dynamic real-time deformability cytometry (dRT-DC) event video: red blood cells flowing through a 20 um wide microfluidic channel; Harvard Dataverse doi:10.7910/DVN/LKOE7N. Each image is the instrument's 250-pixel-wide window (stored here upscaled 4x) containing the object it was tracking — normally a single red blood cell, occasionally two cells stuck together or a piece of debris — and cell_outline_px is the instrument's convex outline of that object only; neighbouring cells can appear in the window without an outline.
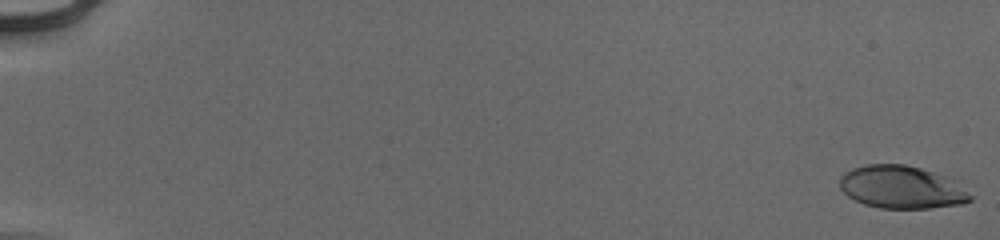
{"species": "human", "species_latin": "Homo sapiens", "temperature_condition": "cold", "stored_images_in_passage": 19, "camera_frame_rate_fps": 3000, "um_per_image_px": 0.085, "donor": {"sex": "male"}, "frame": {"image": 1, "passage_image": 1, "time_ms": 0.0, "image_size_px": [1000, 240], "cell_outline_px": [[972, 200], [964, 204], [928, 208], [880, 208], [864, 204], [848, 196], [840, 188], [840, 176], [844, 172], [852, 168], [864, 164], [904, 164], [920, 168], [944, 176], [952, 180], [972, 196]], "centroid_in_image_um": [76.6, 15.91], "position_along_channel_um": 8.4, "area_um2": 32.31}}
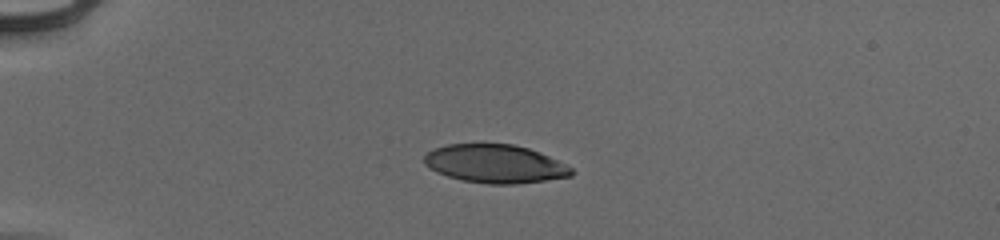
{"frame": {"image": 2, "passage_image": 16, "time_ms": 5.0, "image_size_px": [1000, 240], "cell_outline_px": [[572, 176], [516, 184], [488, 184], [460, 180], [436, 172], [428, 168], [424, 164], [424, 156], [428, 152], [436, 148], [448, 144], [512, 144], [528, 148], [540, 152], [572, 168]], "centroid_in_image_um": [42.04, 13.93], "position_along_channel_um": 43.0, "area_um2": 32.77}}